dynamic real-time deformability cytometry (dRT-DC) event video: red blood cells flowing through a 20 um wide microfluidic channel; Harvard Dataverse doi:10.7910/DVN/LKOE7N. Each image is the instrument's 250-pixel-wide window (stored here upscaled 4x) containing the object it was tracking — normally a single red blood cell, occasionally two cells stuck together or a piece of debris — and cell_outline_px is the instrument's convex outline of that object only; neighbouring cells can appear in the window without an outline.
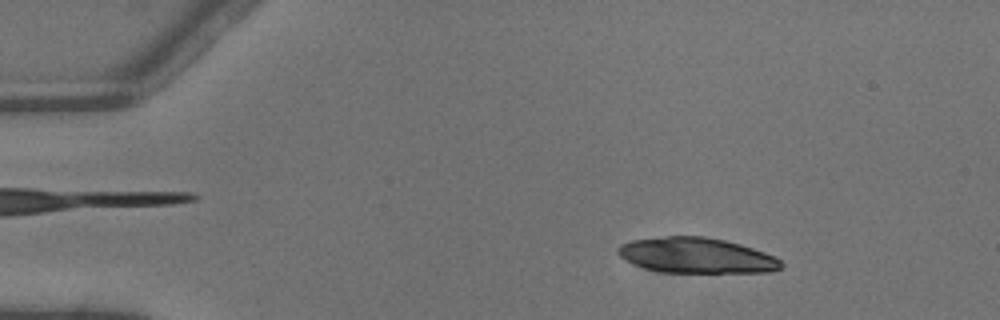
{"species": "common noctule bat (a hibernating species)", "species_latin": "Nyctalus noctula", "temperature_condition": "warm", "stored_images_in_passage": 4, "camera_frame_rate_fps": 3000, "um_per_image_px": 0.085, "animal": {"sex": "male", "body_mass_g": 13.3}, "frame": {"image": 1, "passage_image": 2, "time_ms": 0.333, "image_size_px": [1000, 320], "cell_outline_px": [[784, 264], [780, 268], [772, 272], [660, 272], [644, 268], [624, 260], [616, 252], [616, 248], [620, 244], [632, 240], [668, 236], [704, 236], [724, 240], [740, 244], [764, 252], [780, 260]], "centroid_in_image_um": [59.16, 21.71], "position_along_channel_um": 25.8, "area_um2": 33.64}}